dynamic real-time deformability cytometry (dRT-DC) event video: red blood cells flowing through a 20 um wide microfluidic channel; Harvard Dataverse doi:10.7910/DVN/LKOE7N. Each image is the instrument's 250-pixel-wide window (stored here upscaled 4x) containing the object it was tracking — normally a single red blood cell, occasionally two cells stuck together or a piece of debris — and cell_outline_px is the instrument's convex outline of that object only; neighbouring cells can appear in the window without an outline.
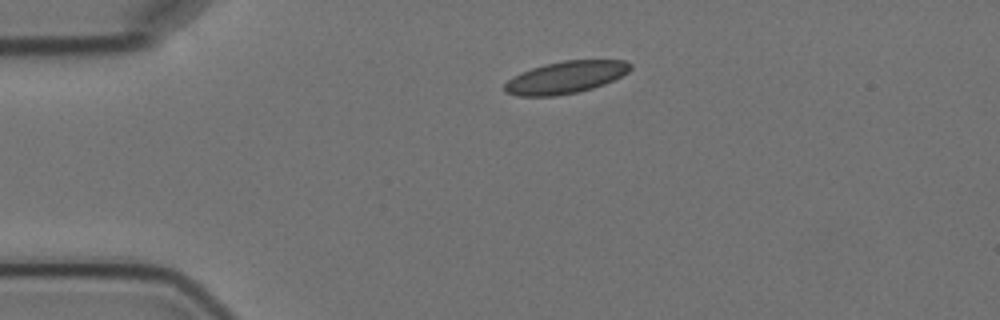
{"species": "Egyptian fruit bat (a non-hibernating species)", "species_latin": "Rousettus aegyptiacus", "temperature_condition": "cold", "stored_images_in_passage": 2, "camera_frame_rate_fps": 3000, "um_per_image_px": 0.085, "animal": {"sex": "female"}, "frame": {"image": 1, "passage_image": 1, "time_ms": 0.0, "image_size_px": [1000, 320], "cell_outline_px": [[632, 68], [628, 72], [604, 84], [592, 88], [576, 92], [556, 96], [516, 96], [504, 92], [504, 84], [512, 76], [532, 68], [544, 64], [564, 60], [624, 60], [632, 64]], "centroid_in_image_um": [48.05, 6.57], "position_along_channel_um": 36.9, "area_um2": 23.58}}